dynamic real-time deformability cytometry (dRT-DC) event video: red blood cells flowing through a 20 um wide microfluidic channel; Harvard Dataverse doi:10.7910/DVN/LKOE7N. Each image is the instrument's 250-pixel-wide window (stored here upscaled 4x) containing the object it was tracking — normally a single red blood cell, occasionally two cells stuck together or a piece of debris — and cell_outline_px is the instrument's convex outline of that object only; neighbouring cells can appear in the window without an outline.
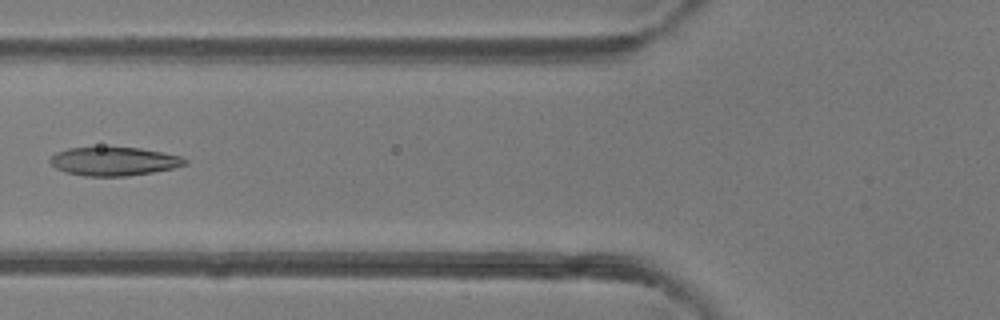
{"species": "common noctule bat (a hibernating species)", "species_latin": "Nyctalus noctula", "temperature_condition": "room temperature", "stored_images_in_passage": 4, "camera_frame_rate_fps": 3000, "um_per_image_px": 0.085, "animal": {"sex": "female"}, "frame": {"image": 1, "passage_image": 4, "time_ms": 3.333, "image_size_px": [1000, 320], "cell_outline_px": [[188, 164], [172, 168], [152, 172], [128, 176], [84, 176], [64, 172], [56, 168], [48, 160], [56, 152], [68, 148], [140, 148], [180, 156], [188, 160]], "centroid_in_image_um": [9.67, 13.72], "position_along_channel_um": 116.1, "area_um2": 22.25}}